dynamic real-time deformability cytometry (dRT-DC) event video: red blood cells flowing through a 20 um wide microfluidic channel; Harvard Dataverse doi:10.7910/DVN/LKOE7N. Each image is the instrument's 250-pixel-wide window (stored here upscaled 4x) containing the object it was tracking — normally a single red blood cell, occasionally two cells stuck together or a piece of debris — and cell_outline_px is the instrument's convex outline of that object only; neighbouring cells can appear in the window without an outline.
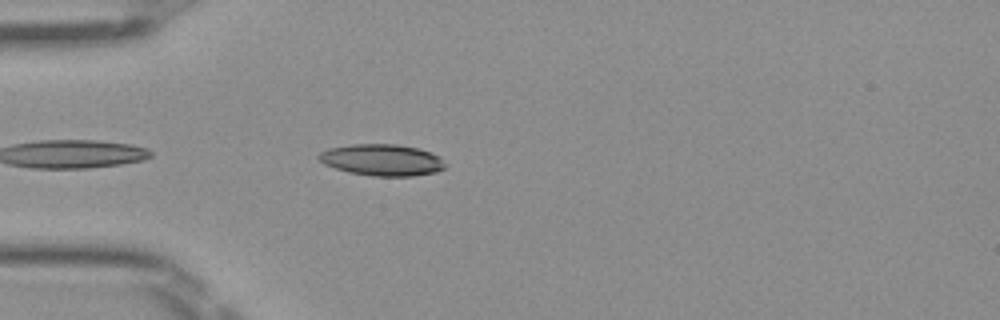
{"species": "Egyptian fruit bat (a non-hibernating species)", "species_latin": "Rousettus aegyptiacus", "temperature_condition": "room temperature", "stored_images_in_passage": 18, "camera_frame_rate_fps": 3000, "um_per_image_px": 0.085, "frame": {"image": 1, "passage_image": 2, "time_ms": 0.333, "image_size_px": [1000, 320], "cell_outline_px": [[448, 164], [444, 168], [436, 172], [412, 176], [372, 176], [348, 172], [324, 164], [316, 156], [320, 152], [328, 148], [352, 144], [396, 144], [416, 148], [440, 156]], "centroid_in_image_um": [32.47, 13.6], "position_along_channel_um": 52.5, "area_um2": 23.29}}
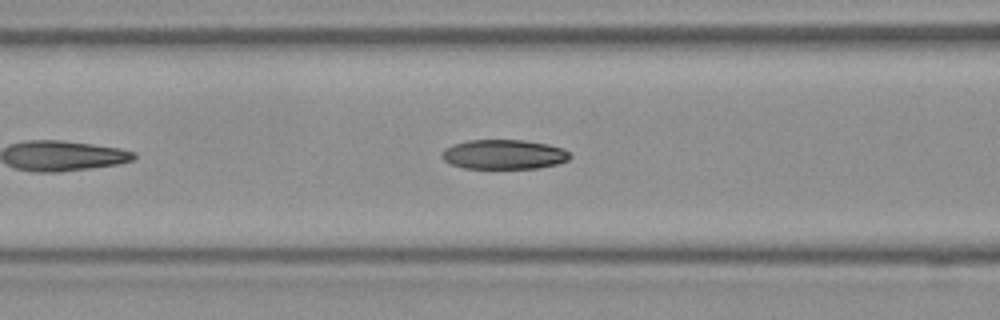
{"frame": {"image": 2, "passage_image": 8, "time_ms": 2.333, "image_size_px": [1000, 320], "cell_outline_px": [[572, 156], [568, 160], [556, 164], [536, 168], [464, 168], [452, 164], [444, 160], [440, 156], [440, 152], [444, 148], [452, 144], [468, 140], [524, 140], [548, 144], [564, 148]], "centroid_in_image_um": [42.81, 13.11], "position_along_channel_um": 123.8, "area_um2": 22.2}}
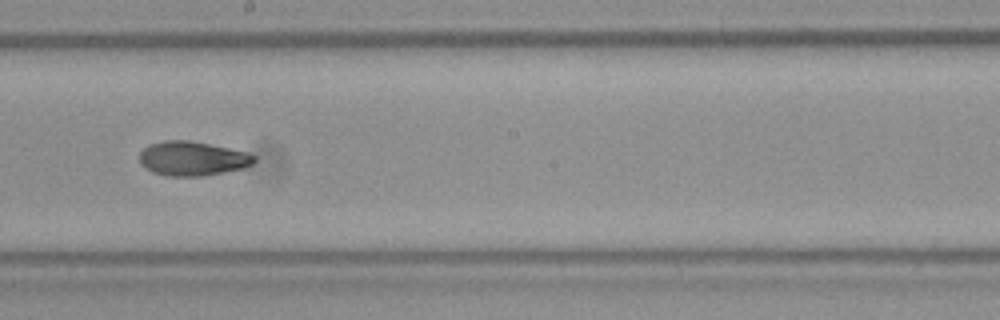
{"frame": {"image": 3, "passage_image": 16, "time_ms": 5.0, "image_size_px": [1000, 320], "cell_outline_px": [[256, 160], [252, 164], [244, 168], [224, 172], [200, 176], [168, 176], [152, 172], [144, 168], [140, 164], [140, 152], [148, 144], [164, 140], [188, 140], [248, 152], [256, 156]], "centroid_in_image_um": [16.34, 13.47], "position_along_channel_um": 231.9, "area_um2": 23.0}}